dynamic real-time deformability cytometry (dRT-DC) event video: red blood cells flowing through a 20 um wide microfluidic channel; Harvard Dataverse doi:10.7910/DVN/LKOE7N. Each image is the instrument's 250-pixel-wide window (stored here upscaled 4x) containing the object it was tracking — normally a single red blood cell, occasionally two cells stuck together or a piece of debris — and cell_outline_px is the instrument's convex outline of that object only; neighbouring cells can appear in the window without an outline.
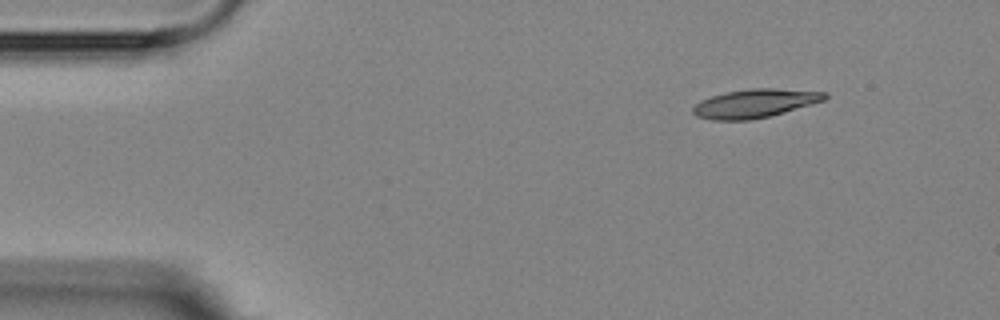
{"species": "Egyptian fruit bat (a non-hibernating species)", "species_latin": "Rousettus aegyptiacus", "temperature_condition": "room temperature", "stored_images_in_passage": 4, "segment_of_instrument_passage": [2, 2], "camera_frame_rate_fps": 3000, "um_per_image_px": 0.085, "animal": {"sex": "female"}, "frame": {"image": 1, "passage_image": 4, "time_ms": 4.667, "image_size_px": [1000, 320], "cell_outline_px": [[828, 96], [824, 100], [784, 112], [768, 116], [748, 120], [712, 120], [696, 116], [692, 112], [692, 108], [700, 100], [724, 92], [748, 88], [776, 88], [828, 92]], "centroid_in_image_um": [64.14, 8.77], "position_along_channel_um": 20.9, "area_um2": 21.96}}